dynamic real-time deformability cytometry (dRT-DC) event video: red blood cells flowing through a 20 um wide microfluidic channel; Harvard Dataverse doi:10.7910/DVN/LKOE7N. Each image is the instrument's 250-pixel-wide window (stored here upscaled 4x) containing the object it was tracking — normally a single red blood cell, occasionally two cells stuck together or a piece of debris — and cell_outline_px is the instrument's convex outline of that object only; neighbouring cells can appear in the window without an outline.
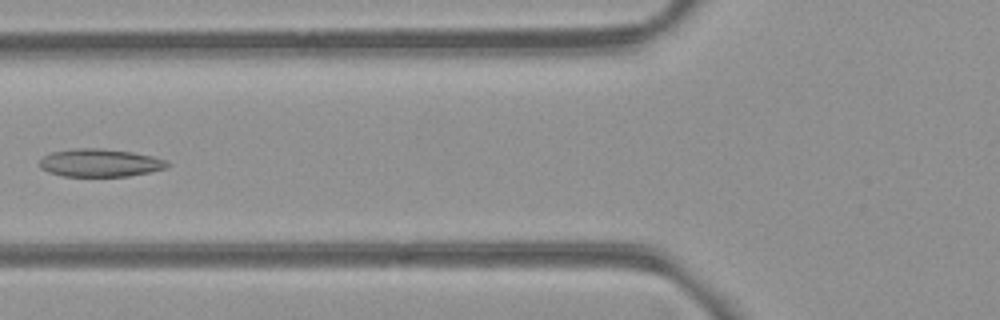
{"species": "common noctule bat (a hibernating species)", "species_latin": "Nyctalus noctula", "temperature_condition": "room temperature", "stored_images_in_passage": 5, "camera_frame_rate_fps": 3000, "um_per_image_px": 0.085, "animal": {"sex": "female", "body_mass_g": 21.9}, "frame": {"image": 1, "passage_image": 5, "time_ms": 4.667, "image_size_px": [1000, 320], "cell_outline_px": [[172, 164], [168, 168], [128, 176], [64, 176], [48, 172], [40, 168], [40, 160], [44, 156], [52, 152], [72, 148], [100, 148], [132, 152], [152, 156], [168, 160]], "centroid_in_image_um": [8.53, 13.84], "position_along_channel_um": 117.3, "area_um2": 20.87}}